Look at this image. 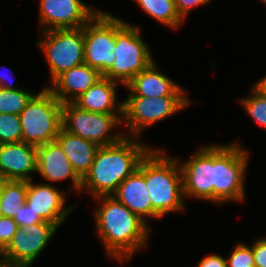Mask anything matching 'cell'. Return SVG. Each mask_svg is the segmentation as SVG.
<instances>
[{"label": "cell", "mask_w": 266, "mask_h": 267, "mask_svg": "<svg viewBox=\"0 0 266 267\" xmlns=\"http://www.w3.org/2000/svg\"><path fill=\"white\" fill-rule=\"evenodd\" d=\"M150 150L136 141L124 137L121 141L97 149L92 166L81 182L97 198L113 195L118 186L135 170Z\"/></svg>", "instance_id": "cell-1"}, {"label": "cell", "mask_w": 266, "mask_h": 267, "mask_svg": "<svg viewBox=\"0 0 266 267\" xmlns=\"http://www.w3.org/2000/svg\"><path fill=\"white\" fill-rule=\"evenodd\" d=\"M96 199L102 200L95 212L96 228L107 253L120 261L124 257L128 260L136 249L145 247L148 225L112 195Z\"/></svg>", "instance_id": "cell-2"}, {"label": "cell", "mask_w": 266, "mask_h": 267, "mask_svg": "<svg viewBox=\"0 0 266 267\" xmlns=\"http://www.w3.org/2000/svg\"><path fill=\"white\" fill-rule=\"evenodd\" d=\"M160 153L150 149L144 156V178L152 209L161 218L168 212L184 209V192L179 161Z\"/></svg>", "instance_id": "cell-3"}, {"label": "cell", "mask_w": 266, "mask_h": 267, "mask_svg": "<svg viewBox=\"0 0 266 267\" xmlns=\"http://www.w3.org/2000/svg\"><path fill=\"white\" fill-rule=\"evenodd\" d=\"M62 105L47 88L34 95L19 115L22 142L38 147L55 141L62 128Z\"/></svg>", "instance_id": "cell-4"}, {"label": "cell", "mask_w": 266, "mask_h": 267, "mask_svg": "<svg viewBox=\"0 0 266 267\" xmlns=\"http://www.w3.org/2000/svg\"><path fill=\"white\" fill-rule=\"evenodd\" d=\"M112 66L102 75L120 84H127L146 69L153 58L140 36V28L126 24L116 17V47Z\"/></svg>", "instance_id": "cell-5"}, {"label": "cell", "mask_w": 266, "mask_h": 267, "mask_svg": "<svg viewBox=\"0 0 266 267\" xmlns=\"http://www.w3.org/2000/svg\"><path fill=\"white\" fill-rule=\"evenodd\" d=\"M247 155L236 143L213 146L214 202L243 200Z\"/></svg>", "instance_id": "cell-6"}, {"label": "cell", "mask_w": 266, "mask_h": 267, "mask_svg": "<svg viewBox=\"0 0 266 267\" xmlns=\"http://www.w3.org/2000/svg\"><path fill=\"white\" fill-rule=\"evenodd\" d=\"M121 119L123 113H94L79 108L73 102L62 105V128L99 147L115 144L125 137L122 134L108 135L113 127L123 122Z\"/></svg>", "instance_id": "cell-7"}, {"label": "cell", "mask_w": 266, "mask_h": 267, "mask_svg": "<svg viewBox=\"0 0 266 267\" xmlns=\"http://www.w3.org/2000/svg\"><path fill=\"white\" fill-rule=\"evenodd\" d=\"M44 29L38 43L49 62L52 81L61 73L84 63V26L78 29Z\"/></svg>", "instance_id": "cell-8"}, {"label": "cell", "mask_w": 266, "mask_h": 267, "mask_svg": "<svg viewBox=\"0 0 266 267\" xmlns=\"http://www.w3.org/2000/svg\"><path fill=\"white\" fill-rule=\"evenodd\" d=\"M116 47V17L98 12L84 25V63L102 75L112 66Z\"/></svg>", "instance_id": "cell-9"}, {"label": "cell", "mask_w": 266, "mask_h": 267, "mask_svg": "<svg viewBox=\"0 0 266 267\" xmlns=\"http://www.w3.org/2000/svg\"><path fill=\"white\" fill-rule=\"evenodd\" d=\"M190 103L185 96H129L123 102V120L131 134L137 137L147 126L165 119Z\"/></svg>", "instance_id": "cell-10"}, {"label": "cell", "mask_w": 266, "mask_h": 267, "mask_svg": "<svg viewBox=\"0 0 266 267\" xmlns=\"http://www.w3.org/2000/svg\"><path fill=\"white\" fill-rule=\"evenodd\" d=\"M57 228L46 221L19 227L12 241L4 249L5 264L29 267L47 246Z\"/></svg>", "instance_id": "cell-11"}, {"label": "cell", "mask_w": 266, "mask_h": 267, "mask_svg": "<svg viewBox=\"0 0 266 267\" xmlns=\"http://www.w3.org/2000/svg\"><path fill=\"white\" fill-rule=\"evenodd\" d=\"M185 197L214 202L213 145L200 148L186 163L180 164Z\"/></svg>", "instance_id": "cell-12"}, {"label": "cell", "mask_w": 266, "mask_h": 267, "mask_svg": "<svg viewBox=\"0 0 266 267\" xmlns=\"http://www.w3.org/2000/svg\"><path fill=\"white\" fill-rule=\"evenodd\" d=\"M97 13L81 0H40V23L47 30L82 28Z\"/></svg>", "instance_id": "cell-13"}, {"label": "cell", "mask_w": 266, "mask_h": 267, "mask_svg": "<svg viewBox=\"0 0 266 267\" xmlns=\"http://www.w3.org/2000/svg\"><path fill=\"white\" fill-rule=\"evenodd\" d=\"M64 193L47 184H32V179L27 181L26 204L31 210L46 222L59 227L67 214L74 207L66 209ZM65 208V209H64Z\"/></svg>", "instance_id": "cell-14"}, {"label": "cell", "mask_w": 266, "mask_h": 267, "mask_svg": "<svg viewBox=\"0 0 266 267\" xmlns=\"http://www.w3.org/2000/svg\"><path fill=\"white\" fill-rule=\"evenodd\" d=\"M145 222L146 217L160 218L152 209V202L144 178V157L137 170L129 175L112 195Z\"/></svg>", "instance_id": "cell-15"}, {"label": "cell", "mask_w": 266, "mask_h": 267, "mask_svg": "<svg viewBox=\"0 0 266 267\" xmlns=\"http://www.w3.org/2000/svg\"><path fill=\"white\" fill-rule=\"evenodd\" d=\"M36 148L25 142L0 144V174L8 180L30 181L37 172Z\"/></svg>", "instance_id": "cell-16"}, {"label": "cell", "mask_w": 266, "mask_h": 267, "mask_svg": "<svg viewBox=\"0 0 266 267\" xmlns=\"http://www.w3.org/2000/svg\"><path fill=\"white\" fill-rule=\"evenodd\" d=\"M37 171L48 181H62L70 178L73 187L80 192L82 179L55 140L36 148Z\"/></svg>", "instance_id": "cell-17"}, {"label": "cell", "mask_w": 266, "mask_h": 267, "mask_svg": "<svg viewBox=\"0 0 266 267\" xmlns=\"http://www.w3.org/2000/svg\"><path fill=\"white\" fill-rule=\"evenodd\" d=\"M101 77L102 74L98 70L83 63L61 73L52 81V87L47 89L62 104L74 102ZM69 94H72V97H68Z\"/></svg>", "instance_id": "cell-18"}, {"label": "cell", "mask_w": 266, "mask_h": 267, "mask_svg": "<svg viewBox=\"0 0 266 267\" xmlns=\"http://www.w3.org/2000/svg\"><path fill=\"white\" fill-rule=\"evenodd\" d=\"M154 61L139 74L135 75L125 86L132 92L129 96L157 98L163 96H185L183 89L157 71Z\"/></svg>", "instance_id": "cell-19"}, {"label": "cell", "mask_w": 266, "mask_h": 267, "mask_svg": "<svg viewBox=\"0 0 266 267\" xmlns=\"http://www.w3.org/2000/svg\"><path fill=\"white\" fill-rule=\"evenodd\" d=\"M117 83L118 82L102 76L98 82L81 94L73 103L83 110L94 113H123V102H121L119 106L116 105Z\"/></svg>", "instance_id": "cell-20"}, {"label": "cell", "mask_w": 266, "mask_h": 267, "mask_svg": "<svg viewBox=\"0 0 266 267\" xmlns=\"http://www.w3.org/2000/svg\"><path fill=\"white\" fill-rule=\"evenodd\" d=\"M55 140L61 146L77 175L83 179L92 166L99 146L92 141L71 134L63 128L60 129Z\"/></svg>", "instance_id": "cell-21"}, {"label": "cell", "mask_w": 266, "mask_h": 267, "mask_svg": "<svg viewBox=\"0 0 266 267\" xmlns=\"http://www.w3.org/2000/svg\"><path fill=\"white\" fill-rule=\"evenodd\" d=\"M137 2L143 11L163 25L177 28L183 21L174 0H137Z\"/></svg>", "instance_id": "cell-22"}, {"label": "cell", "mask_w": 266, "mask_h": 267, "mask_svg": "<svg viewBox=\"0 0 266 267\" xmlns=\"http://www.w3.org/2000/svg\"><path fill=\"white\" fill-rule=\"evenodd\" d=\"M26 195L27 181L8 180L0 196L2 216L14 218L26 203Z\"/></svg>", "instance_id": "cell-23"}, {"label": "cell", "mask_w": 266, "mask_h": 267, "mask_svg": "<svg viewBox=\"0 0 266 267\" xmlns=\"http://www.w3.org/2000/svg\"><path fill=\"white\" fill-rule=\"evenodd\" d=\"M33 96L25 90L0 88V113L20 115Z\"/></svg>", "instance_id": "cell-24"}, {"label": "cell", "mask_w": 266, "mask_h": 267, "mask_svg": "<svg viewBox=\"0 0 266 267\" xmlns=\"http://www.w3.org/2000/svg\"><path fill=\"white\" fill-rule=\"evenodd\" d=\"M22 142L20 116L0 113V144Z\"/></svg>", "instance_id": "cell-25"}, {"label": "cell", "mask_w": 266, "mask_h": 267, "mask_svg": "<svg viewBox=\"0 0 266 267\" xmlns=\"http://www.w3.org/2000/svg\"><path fill=\"white\" fill-rule=\"evenodd\" d=\"M252 95L242 99L248 114L261 126L266 128V95L260 93L254 87L251 90Z\"/></svg>", "instance_id": "cell-26"}, {"label": "cell", "mask_w": 266, "mask_h": 267, "mask_svg": "<svg viewBox=\"0 0 266 267\" xmlns=\"http://www.w3.org/2000/svg\"><path fill=\"white\" fill-rule=\"evenodd\" d=\"M227 261V267H256L252 246L238 244L231 252Z\"/></svg>", "instance_id": "cell-27"}, {"label": "cell", "mask_w": 266, "mask_h": 267, "mask_svg": "<svg viewBox=\"0 0 266 267\" xmlns=\"http://www.w3.org/2000/svg\"><path fill=\"white\" fill-rule=\"evenodd\" d=\"M13 218L0 216V247L4 250L12 241L18 229Z\"/></svg>", "instance_id": "cell-28"}, {"label": "cell", "mask_w": 266, "mask_h": 267, "mask_svg": "<svg viewBox=\"0 0 266 267\" xmlns=\"http://www.w3.org/2000/svg\"><path fill=\"white\" fill-rule=\"evenodd\" d=\"M13 219L20 228L25 225H32L43 221L26 203L22 206L21 210L17 212Z\"/></svg>", "instance_id": "cell-29"}, {"label": "cell", "mask_w": 266, "mask_h": 267, "mask_svg": "<svg viewBox=\"0 0 266 267\" xmlns=\"http://www.w3.org/2000/svg\"><path fill=\"white\" fill-rule=\"evenodd\" d=\"M256 267H266V238L259 239L252 245Z\"/></svg>", "instance_id": "cell-30"}, {"label": "cell", "mask_w": 266, "mask_h": 267, "mask_svg": "<svg viewBox=\"0 0 266 267\" xmlns=\"http://www.w3.org/2000/svg\"><path fill=\"white\" fill-rule=\"evenodd\" d=\"M177 11L182 19L186 17L190 9L197 5L206 4L210 0H174Z\"/></svg>", "instance_id": "cell-31"}, {"label": "cell", "mask_w": 266, "mask_h": 267, "mask_svg": "<svg viewBox=\"0 0 266 267\" xmlns=\"http://www.w3.org/2000/svg\"><path fill=\"white\" fill-rule=\"evenodd\" d=\"M199 267H227V261L219 255L212 254L203 258Z\"/></svg>", "instance_id": "cell-32"}, {"label": "cell", "mask_w": 266, "mask_h": 267, "mask_svg": "<svg viewBox=\"0 0 266 267\" xmlns=\"http://www.w3.org/2000/svg\"><path fill=\"white\" fill-rule=\"evenodd\" d=\"M255 89H257L260 93L266 95V75L264 78L259 80L254 86Z\"/></svg>", "instance_id": "cell-33"}, {"label": "cell", "mask_w": 266, "mask_h": 267, "mask_svg": "<svg viewBox=\"0 0 266 267\" xmlns=\"http://www.w3.org/2000/svg\"><path fill=\"white\" fill-rule=\"evenodd\" d=\"M4 80L6 81L5 76L1 75L0 76V88L9 89V90L18 89V88H14L11 82L6 83Z\"/></svg>", "instance_id": "cell-34"}, {"label": "cell", "mask_w": 266, "mask_h": 267, "mask_svg": "<svg viewBox=\"0 0 266 267\" xmlns=\"http://www.w3.org/2000/svg\"><path fill=\"white\" fill-rule=\"evenodd\" d=\"M8 179L0 174V196L2 195L3 188L5 184L7 183Z\"/></svg>", "instance_id": "cell-35"}, {"label": "cell", "mask_w": 266, "mask_h": 267, "mask_svg": "<svg viewBox=\"0 0 266 267\" xmlns=\"http://www.w3.org/2000/svg\"><path fill=\"white\" fill-rule=\"evenodd\" d=\"M0 256L3 258L0 261V265L5 264V261H4V250L1 247H0Z\"/></svg>", "instance_id": "cell-36"}, {"label": "cell", "mask_w": 266, "mask_h": 267, "mask_svg": "<svg viewBox=\"0 0 266 267\" xmlns=\"http://www.w3.org/2000/svg\"><path fill=\"white\" fill-rule=\"evenodd\" d=\"M0 267H19V266H13V265H8V264H2Z\"/></svg>", "instance_id": "cell-37"}, {"label": "cell", "mask_w": 266, "mask_h": 267, "mask_svg": "<svg viewBox=\"0 0 266 267\" xmlns=\"http://www.w3.org/2000/svg\"><path fill=\"white\" fill-rule=\"evenodd\" d=\"M0 216H2V212H1V201H0Z\"/></svg>", "instance_id": "cell-38"}]
</instances>
